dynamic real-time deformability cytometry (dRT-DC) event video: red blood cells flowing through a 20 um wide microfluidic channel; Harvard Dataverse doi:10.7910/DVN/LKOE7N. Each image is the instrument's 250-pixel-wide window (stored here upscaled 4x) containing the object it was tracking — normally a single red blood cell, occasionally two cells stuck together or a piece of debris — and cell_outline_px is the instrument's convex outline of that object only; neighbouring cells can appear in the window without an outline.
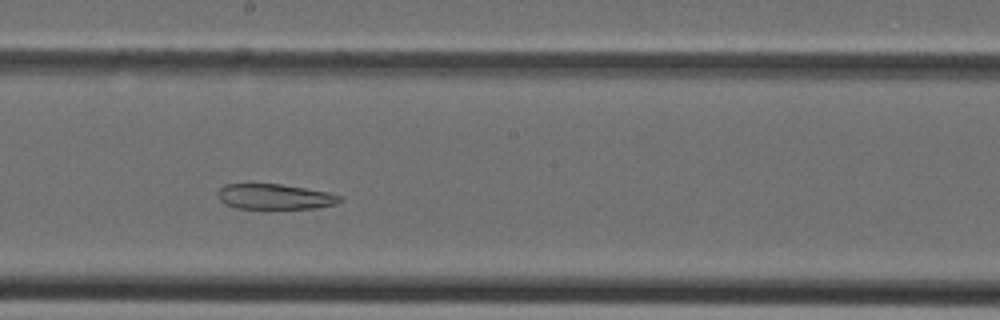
{"species": "Egyptian fruit bat (a non-hibernating species)", "species_latin": "Rousettus aegyptiacus", "temperature_condition": "cold", "stored_images_in_passage": 33, "camera_frame_rate_fps": 3000, "um_per_image_px": 0.085, "animal": {"sex": "female"}, "frame": {"image": 1, "passage_image": 15, "time_ms": 4.667, "image_size_px": [1000, 320], "cell_outline_px": [[344, 196], [336, 204], [316, 208], [236, 208], [224, 204], [220, 200], [216, 192], [224, 184], [280, 184], [328, 192]], "centroid_in_image_um": [23.34, 16.71], "position_along_channel_um": 224.9, "area_um2": 17.98}}
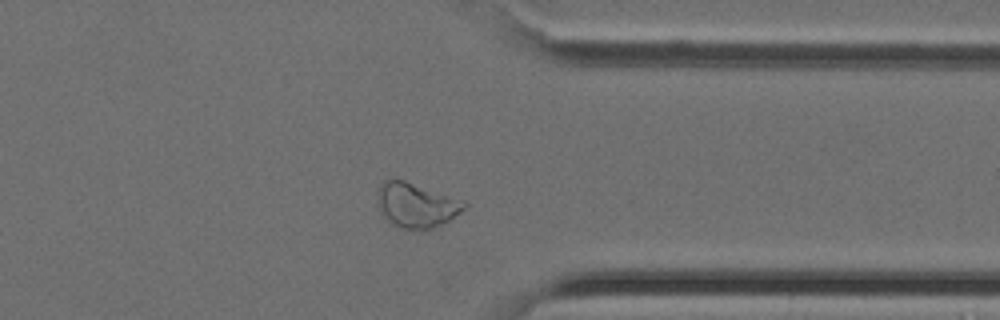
{"frame": {"image": 2, "passage_image": 24, "time_ms": 7.667, "image_size_px": [1000, 320], "cell_outline_px": [[468, 204], [460, 212], [448, 220], [432, 228], [420, 232], [400, 228], [392, 224], [380, 212], [376, 200], [376, 192], [380, 184], [384, 180], [392, 176], [464, 200]], "centroid_in_image_um": [35.32, 17.42], "position_along_channel_um": 376.1, "area_um2": 23.12}}
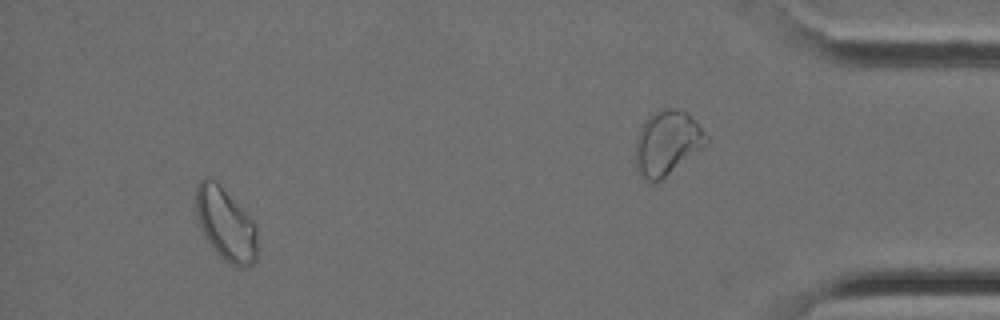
{"frame": {"image": 3, "passage_image": 30, "time_ms": 9.667, "image_size_px": [1000, 320], "cell_outline_px": [[256, 260], [248, 268], [240, 268], [224, 260], [216, 252], [200, 228], [196, 212], [196, 188], [200, 180], [204, 176], [208, 176], [256, 224]], "centroid_in_image_um": [19.17, 19.12], "position_along_channel_um": 416.0, "area_um2": 25.26}}